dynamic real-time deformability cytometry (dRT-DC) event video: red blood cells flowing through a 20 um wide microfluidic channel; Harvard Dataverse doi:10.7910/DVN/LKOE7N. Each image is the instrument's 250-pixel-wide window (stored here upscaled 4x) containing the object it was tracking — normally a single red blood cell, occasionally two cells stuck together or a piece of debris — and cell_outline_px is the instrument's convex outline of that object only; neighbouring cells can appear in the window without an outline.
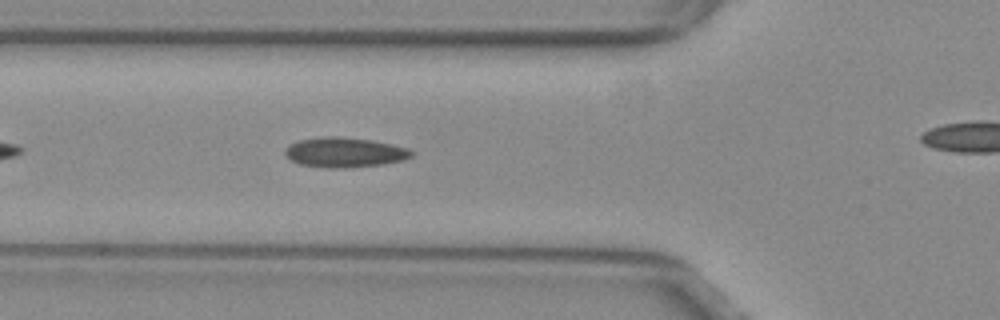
{"species": "common noctule bat (a hibernating species)", "species_latin": "Nyctalus noctula", "temperature_condition": "warm", "stored_images_in_passage": 33, "camera_frame_rate_fps": 3000, "um_per_image_px": 0.085, "animal": {"sex": "female", "body_mass_g": 29.2, "forearm_length_mm": 56.3}, "frame": {"image": 1, "passage_image": 7, "time_ms": 2.0, "image_size_px": [1000, 320], "cell_outline_px": [[412, 156], [404, 160], [380, 164], [344, 168], [328, 168], [300, 164], [292, 160], [284, 152], [288, 144], [300, 140], [328, 136], [340, 136], [372, 140], [392, 144], [408, 148], [412, 152]], "centroid_in_image_um": [29.29, 12.94], "position_along_channel_um": 96.5, "area_um2": 21.85}}
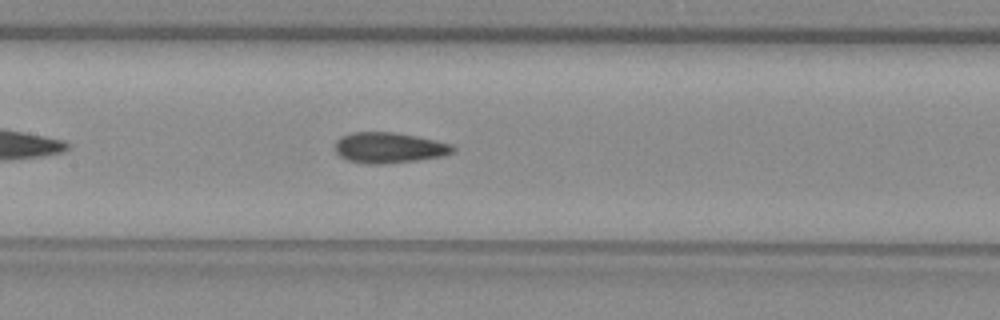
{"frame": {"image": 2, "passage_image": 13, "time_ms": 4.0, "image_size_px": [1000, 320], "cell_outline_px": [[456, 148], [452, 152], [444, 156], [416, 160], [384, 164], [364, 164], [348, 160], [340, 156], [336, 152], [336, 140], [340, 136], [352, 132], [392, 132], [416, 136], [436, 140], [452, 144]], "centroid_in_image_um": [33.06, 12.56], "position_along_channel_um": 174.3, "area_um2": 21.1}}
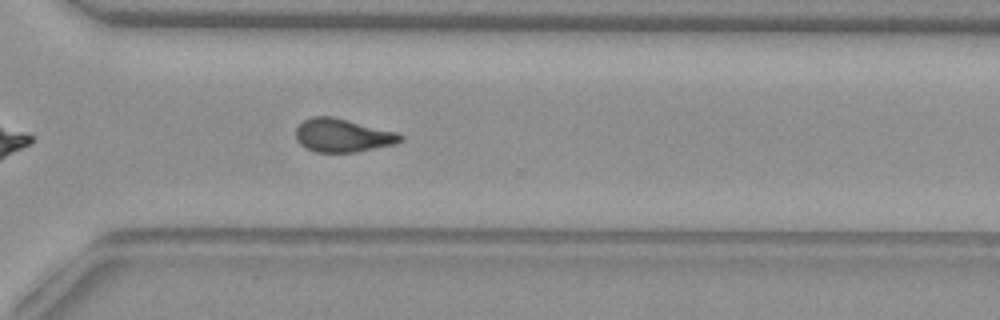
{"frame": {"image": 3, "passage_image": 26, "time_ms": 8.333, "image_size_px": [1000, 320], "cell_outline_px": [[404, 140], [392, 144], [356, 152], [316, 152], [300, 144], [296, 140], [296, 128], [304, 120], [312, 116], [332, 116], [396, 132], [404, 136]], "centroid_in_image_um": [29.11, 11.5], "position_along_channel_um": 341.5, "area_um2": 20.11}}